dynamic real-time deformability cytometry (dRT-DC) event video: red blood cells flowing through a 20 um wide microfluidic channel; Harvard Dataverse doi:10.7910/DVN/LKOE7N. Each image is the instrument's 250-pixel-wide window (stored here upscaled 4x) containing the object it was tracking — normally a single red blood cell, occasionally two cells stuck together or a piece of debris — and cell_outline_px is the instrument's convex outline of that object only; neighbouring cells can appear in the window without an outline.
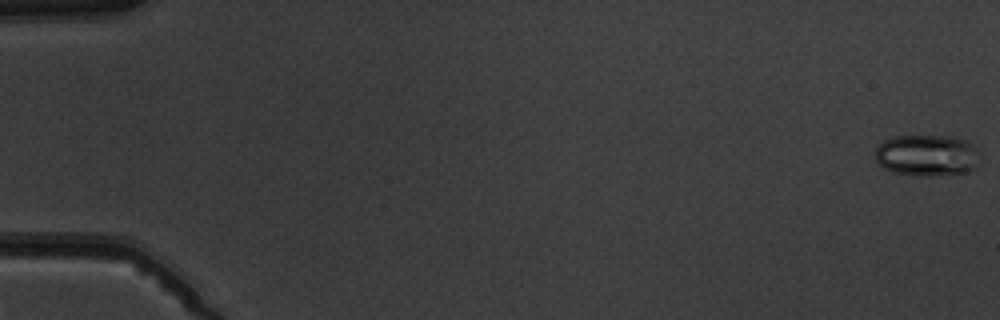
{"species": "common noctule bat (a hibernating species)", "species_latin": "Nyctalus noctula", "temperature_condition": "warm", "stored_images_in_passage": 5, "camera_frame_rate_fps": 3000, "um_per_image_px": 0.085, "animal": {"sex": "male", "body_mass_g": 19.5, "forearm_length_mm": 54.6}, "frame": {"image": 1, "passage_image": 1, "time_ms": 0.0, "image_size_px": [1000, 320], "cell_outline_px": [[976, 168], [968, 172], [928, 176], [924, 176], [896, 172], [884, 168], [876, 160], [876, 148], [884, 140], [892, 136], [948, 136], [964, 140], [972, 144], [976, 148]], "centroid_in_image_um": [78.77, 13.2], "position_along_channel_um": 6.2, "area_um2": 24.91}}